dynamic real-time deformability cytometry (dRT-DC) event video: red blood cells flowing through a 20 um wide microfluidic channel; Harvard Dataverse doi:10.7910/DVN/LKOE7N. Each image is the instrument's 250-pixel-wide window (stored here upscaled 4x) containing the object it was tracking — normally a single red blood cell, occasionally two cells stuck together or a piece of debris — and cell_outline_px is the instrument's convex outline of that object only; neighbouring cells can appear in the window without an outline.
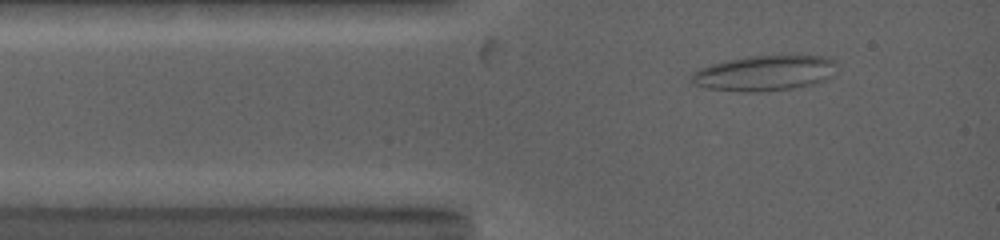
{"species": "common noctule bat (a hibernating species)", "species_latin": "Nyctalus noctula", "temperature_condition": "warm", "stored_images_in_passage": 10, "camera_frame_rate_fps": 5000, "um_per_image_px": 0.085, "animal": {"sex": "female", "body_mass_g": 19.0, "forearm_length_mm": 53.3}, "frame": {"image": 1, "passage_image": 5, "time_ms": 1.2, "image_size_px": [1000, 240], "cell_outline_px": [[836, 64], [832, 76], [816, 84], [792, 88], [760, 92], [744, 92], [708, 88], [692, 84], [692, 72], [700, 68], [712, 64], [728, 60], [752, 56], [824, 56], [832, 60]], "centroid_in_image_um": [64.98, 6.23], "position_along_channel_um": 20.0, "area_um2": 29.71}}
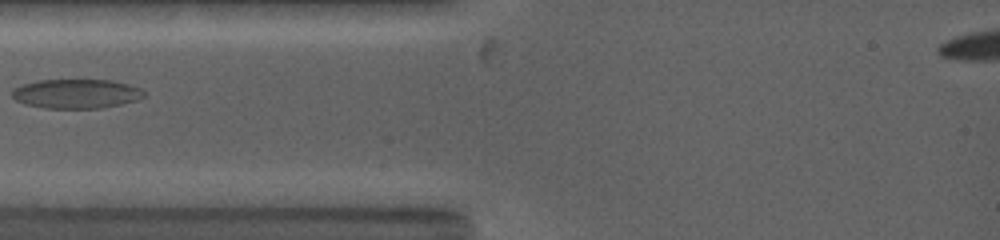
{"frame": {"image": 2, "passage_image": 9, "time_ms": 3.4, "image_size_px": [1000, 240], "cell_outline_px": [[144, 96], [136, 100], [120, 104], [100, 108], [44, 108], [24, 104], [16, 100], [12, 96], [12, 88], [24, 84], [40, 80], [112, 80], [128, 84], [140, 88], [144, 92]], "centroid_in_image_um": [6.46, 7.96], "position_along_channel_um": 78.5, "area_um2": 22.43}}